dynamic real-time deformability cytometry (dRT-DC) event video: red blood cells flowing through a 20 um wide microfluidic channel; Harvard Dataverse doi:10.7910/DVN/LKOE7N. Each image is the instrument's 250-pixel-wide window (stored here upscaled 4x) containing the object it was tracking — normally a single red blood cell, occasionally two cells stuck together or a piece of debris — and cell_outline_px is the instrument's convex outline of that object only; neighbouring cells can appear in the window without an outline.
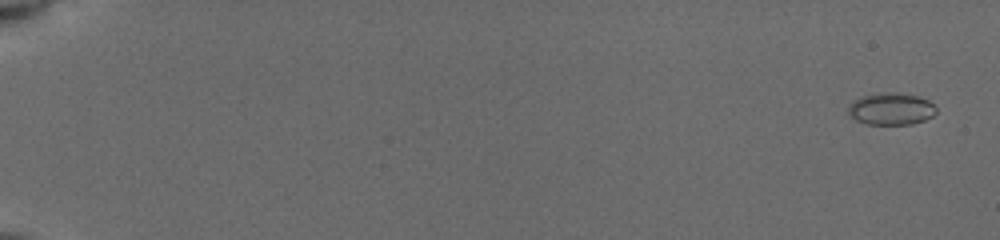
{"species": "common noctule bat (a hibernating species)", "species_latin": "Nyctalus noctula", "temperature_condition": "cold", "stored_images_in_passage": 28, "camera_frame_rate_fps": 3000, "um_per_image_px": 0.085, "animal": {"sex": "female", "body_mass_g": 19.5, "forearm_length_mm": 54.1}, "frame": {"image": 1, "passage_image": 3, "time_ms": 0.667, "image_size_px": [1000, 240], "cell_outline_px": [[936, 112], [932, 116], [924, 120], [912, 124], [868, 124], [856, 120], [848, 112], [848, 104], [852, 100], [860, 96], [888, 92], [896, 92], [920, 96], [928, 100], [936, 108]], "centroid_in_image_um": [75.73, 9.24], "position_along_channel_um": 9.3, "area_um2": 16.47}}
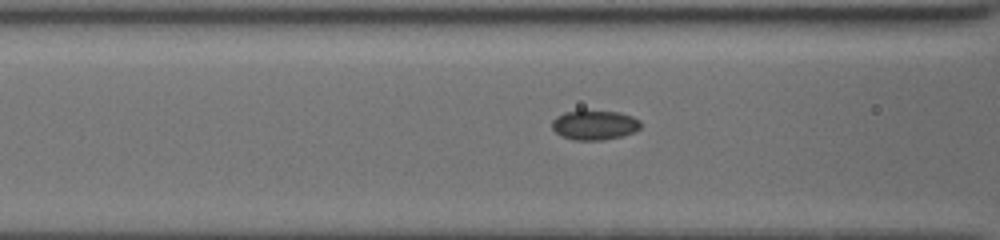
{"frame": {"image": 2, "passage_image": 21, "time_ms": 8.333, "image_size_px": [1000, 240], "cell_outline_px": [[640, 128], [632, 132], [620, 136], [604, 140], [572, 140], [560, 136], [552, 128], [552, 120], [556, 116], [564, 112], [620, 112], [632, 116], [640, 120]], "centroid_in_image_um": [50.51, 10.65], "position_along_channel_um": 116.1, "area_um2": 15.03}}
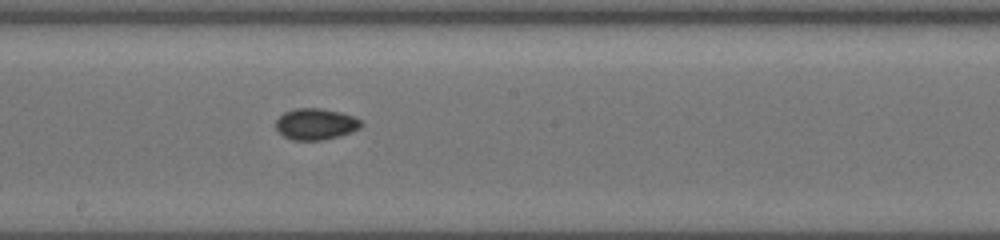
{"frame": {"image": 3, "passage_image": 28, "time_ms": 11.0, "image_size_px": [1000, 240], "cell_outline_px": [[364, 124], [360, 128], [352, 132], [340, 136], [324, 140], [292, 140], [284, 136], [276, 128], [276, 120], [284, 112], [296, 108], [320, 108], [340, 112], [352, 116], [360, 120]], "centroid_in_image_um": [26.85, 10.55], "position_along_channel_um": 221.3, "area_um2": 15.61}}